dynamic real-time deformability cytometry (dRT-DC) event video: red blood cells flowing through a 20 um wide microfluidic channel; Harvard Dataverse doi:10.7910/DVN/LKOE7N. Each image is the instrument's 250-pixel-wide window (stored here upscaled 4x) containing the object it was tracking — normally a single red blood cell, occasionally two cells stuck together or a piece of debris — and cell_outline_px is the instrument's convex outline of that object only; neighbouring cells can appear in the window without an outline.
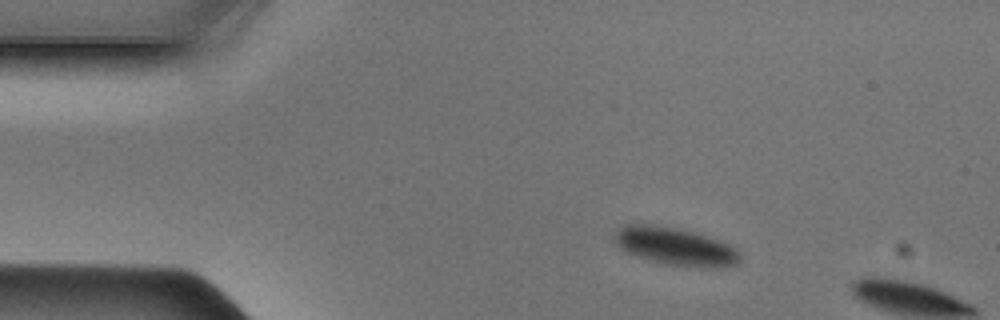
{"species": "Egyptian fruit bat (a non-hibernating species)", "species_latin": "Rousettus aegyptiacus", "temperature_condition": "cold", "stored_images_in_passage": 9, "camera_frame_rate_fps": 3000, "um_per_image_px": 0.085, "animal": {"sex": "male"}, "frame": {"image": 1, "passage_image": 6, "time_ms": 1.667, "image_size_px": [1000, 320], "cell_outline_px": [[740, 260], [736, 264], [720, 268], [700, 268], [668, 264], [652, 260], [628, 252], [620, 248], [616, 244], [612, 236], [624, 224], [656, 224], [680, 228], [720, 240], [736, 248], [740, 256]], "centroid_in_image_um": [57.42, 20.93], "position_along_channel_um": 27.6, "area_um2": 27.69}}